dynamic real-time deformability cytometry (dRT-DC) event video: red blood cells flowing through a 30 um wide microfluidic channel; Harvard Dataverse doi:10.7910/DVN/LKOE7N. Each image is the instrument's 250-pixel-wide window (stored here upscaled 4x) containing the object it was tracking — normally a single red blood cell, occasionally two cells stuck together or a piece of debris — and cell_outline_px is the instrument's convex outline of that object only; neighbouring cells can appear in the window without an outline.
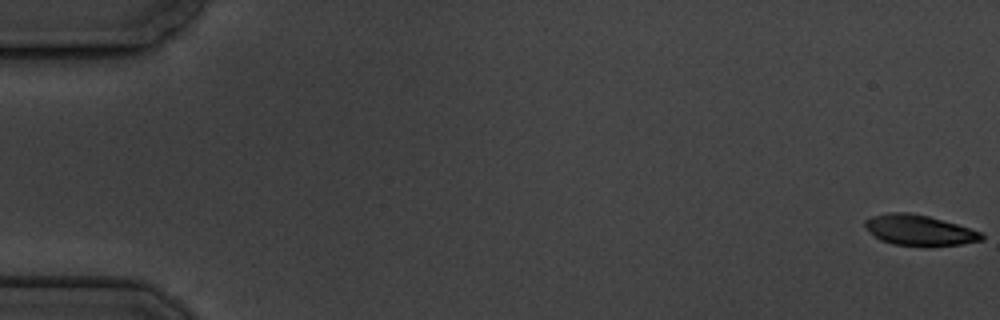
{"species": "common noctule bat (a hibernating species)", "species_latin": "Nyctalus noctula", "temperature_condition": "cold", "stored_images_in_passage": 5, "camera_frame_rate_fps": 3000, "um_per_image_px": 0.085, "animal": {"sex": "male", "body_mass_g": 19.5, "forearm_length_mm": 54.6}, "frame": {"image": 1, "passage_image": 1, "time_ms": 0.0, "image_size_px": [1000, 320], "cell_outline_px": [[984, 240], [960, 244], [892, 244], [880, 240], [864, 224], [864, 220], [872, 216], [892, 212], [908, 212], [928, 216], [984, 232]], "centroid_in_image_um": [78.16, 19.54], "position_along_channel_um": 6.8, "area_um2": 20.06}}
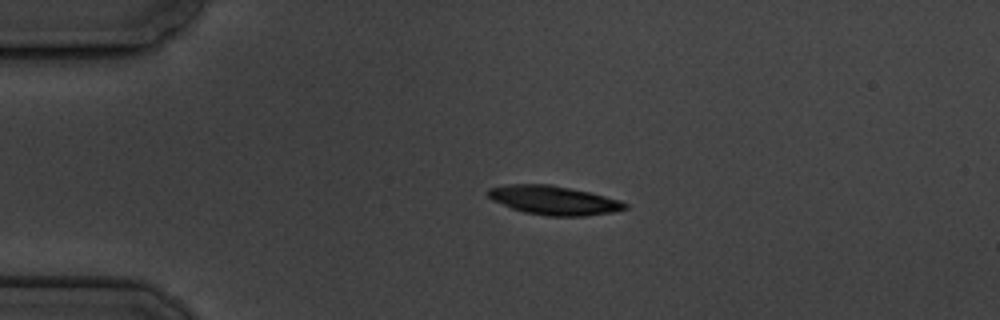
{"frame": {"image": 2, "passage_image": 4, "time_ms": 4.333, "image_size_px": [1000, 320], "cell_outline_px": [[628, 208], [612, 212], [584, 216], [548, 216], [524, 212], [512, 208], [492, 200], [484, 192], [488, 188], [508, 184], [552, 184], [588, 192], [620, 200], [628, 204]], "centroid_in_image_um": [47.04, 17.02], "position_along_channel_um": 38.0, "area_um2": 23.12}}